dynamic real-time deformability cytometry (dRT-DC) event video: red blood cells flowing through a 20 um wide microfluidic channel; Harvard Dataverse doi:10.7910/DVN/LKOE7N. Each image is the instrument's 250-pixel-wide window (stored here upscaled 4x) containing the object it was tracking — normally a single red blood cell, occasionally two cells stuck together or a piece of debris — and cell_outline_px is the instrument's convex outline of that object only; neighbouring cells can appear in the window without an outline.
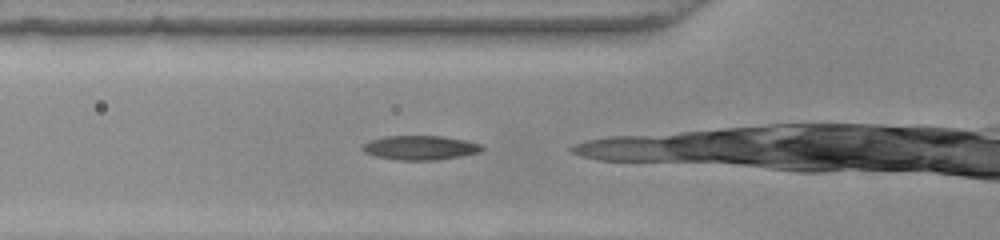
{"species": "common noctule bat (a hibernating species)", "species_latin": "Nyctalus noctula", "temperature_condition": "warm", "stored_images_in_passage": 43, "camera_frame_rate_fps": 3000, "um_per_image_px": 0.085, "animal": {"sex": "female", "body_mass_g": 22.0, "forearm_length_mm": 56.7}, "frame": {"image": 1, "passage_image": 9, "time_ms": 2.667, "image_size_px": [1000, 240], "cell_outline_px": [[484, 148], [480, 152], [460, 156], [436, 160], [396, 160], [376, 156], [364, 152], [360, 148], [364, 144], [372, 140], [384, 136], [440, 136], [464, 140], [480, 144]], "centroid_in_image_um": [35.7, 12.56], "position_along_channel_um": 90.1, "area_um2": 16.76}}
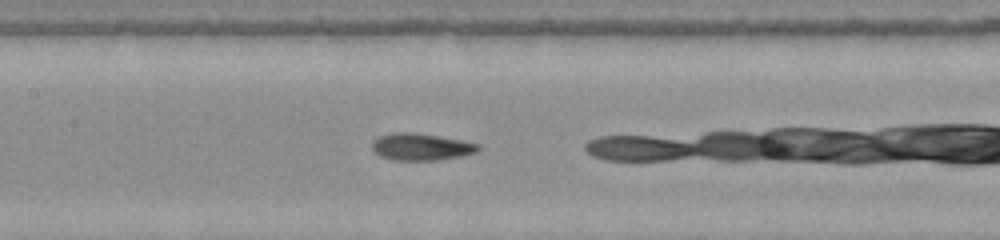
{"frame": {"image": 2, "passage_image": 15, "time_ms": 4.667, "image_size_px": [1000, 240], "cell_outline_px": [[480, 148], [476, 152], [464, 156], [440, 160], [392, 160], [380, 156], [372, 148], [372, 140], [380, 136], [392, 132], [416, 132], [460, 140], [480, 144]], "centroid_in_image_um": [35.79, 12.48], "position_along_channel_um": 171.6, "area_um2": 16.82}}
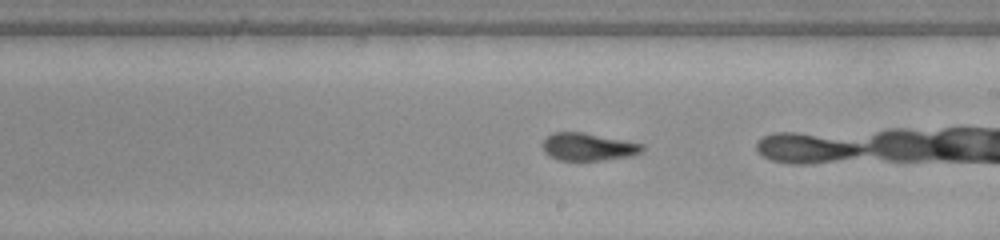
{"frame": {"image": 3, "passage_image": 20, "time_ms": 6.333, "image_size_px": [1000, 240], "cell_outline_px": [[644, 148], [640, 152], [632, 156], [604, 160], [560, 160], [548, 156], [544, 152], [544, 140], [552, 132], [584, 132], [644, 144]], "centroid_in_image_um": [50.0, 12.48], "position_along_channel_um": 239.0, "area_um2": 16.01}, "authors_computed_cell_mechanics": {"area_um2": 16.762, "velocity_mm_per_s": 4.0671, "shape_relaxation_time_tau1_ms": null, "shape_relaxation_time_tau2_ms": 2.1336, "deformation_change_tau1": null, "deformation_change_tau2": 0.0908}}